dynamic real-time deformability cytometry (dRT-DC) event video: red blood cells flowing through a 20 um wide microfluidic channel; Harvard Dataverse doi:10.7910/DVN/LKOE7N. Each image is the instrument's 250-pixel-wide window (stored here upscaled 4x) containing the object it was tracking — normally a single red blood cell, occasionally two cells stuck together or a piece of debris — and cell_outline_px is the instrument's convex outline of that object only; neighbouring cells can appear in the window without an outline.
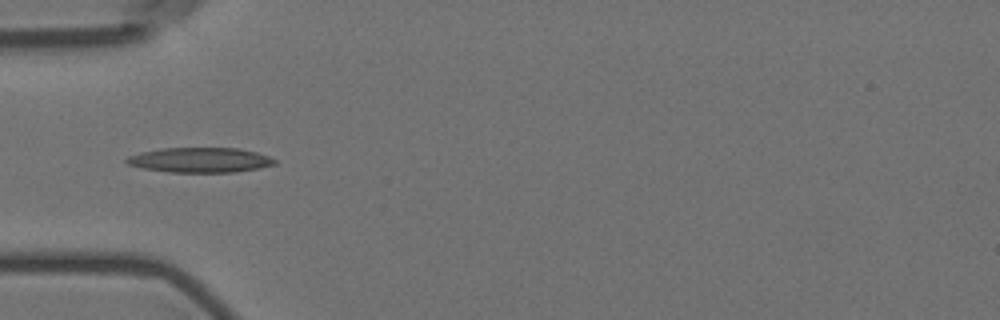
{"species": "Egyptian fruit bat (a non-hibernating species)", "species_latin": "Rousettus aegyptiacus", "temperature_condition": "room temperature", "stored_images_in_passage": 6, "camera_frame_rate_fps": 3000, "um_per_image_px": 0.085, "animal": {"sex": "female"}, "frame": {"image": 1, "passage_image": 5, "time_ms": 4.667, "image_size_px": [1000, 320], "cell_outline_px": [[276, 164], [260, 168], [236, 172], [168, 172], [144, 168], [128, 164], [124, 160], [128, 156], [140, 152], [164, 148], [240, 148], [256, 152], [268, 156], [276, 160]], "centroid_in_image_um": [17.02, 13.6], "position_along_channel_um": 68.0, "area_um2": 21.5}}
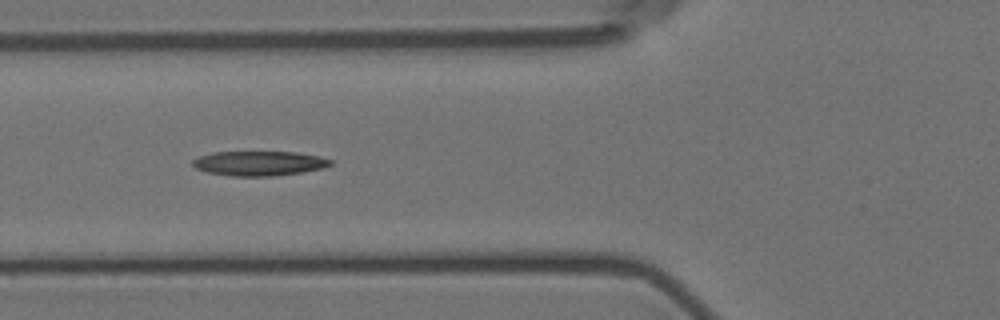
{"frame": {"image": 2, "passage_image": 6, "time_ms": 5.667, "image_size_px": [1000, 320], "cell_outline_px": [[332, 164], [324, 168], [300, 172], [272, 176], [232, 176], [208, 172], [196, 168], [192, 164], [192, 160], [200, 156], [212, 152], [296, 152], [320, 156], [332, 160]], "centroid_in_image_um": [22.04, 13.88], "position_along_channel_um": 103.8, "area_um2": 19.71}}